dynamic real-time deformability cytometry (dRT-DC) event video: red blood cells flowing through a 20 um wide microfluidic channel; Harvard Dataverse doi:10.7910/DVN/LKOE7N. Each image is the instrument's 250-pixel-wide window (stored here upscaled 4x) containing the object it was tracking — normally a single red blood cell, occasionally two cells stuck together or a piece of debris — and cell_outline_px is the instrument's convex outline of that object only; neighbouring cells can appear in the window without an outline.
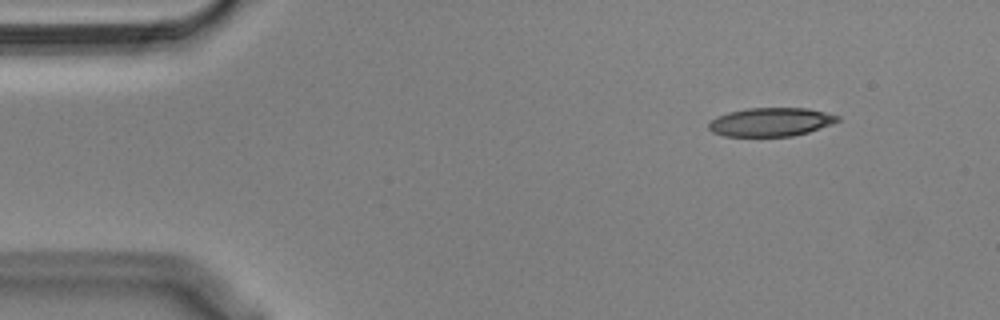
{"species": "Egyptian fruit bat (a non-hibernating species)", "species_latin": "Rousettus aegyptiacus", "temperature_condition": "cold", "stored_images_in_passage": 49, "camera_frame_rate_fps": 3000, "um_per_image_px": 0.085, "animal": {"sex": "male"}, "frame": {"image": 1, "passage_image": 1, "time_ms": 0.0, "image_size_px": [1000, 320], "cell_outline_px": [[840, 120], [832, 124], [808, 132], [792, 136], [724, 136], [712, 132], [708, 128], [708, 120], [716, 116], [728, 112], [748, 108], [808, 108], [840, 116]], "centroid_in_image_um": [65.48, 10.37], "position_along_channel_um": 19.5, "area_um2": 21.62}}
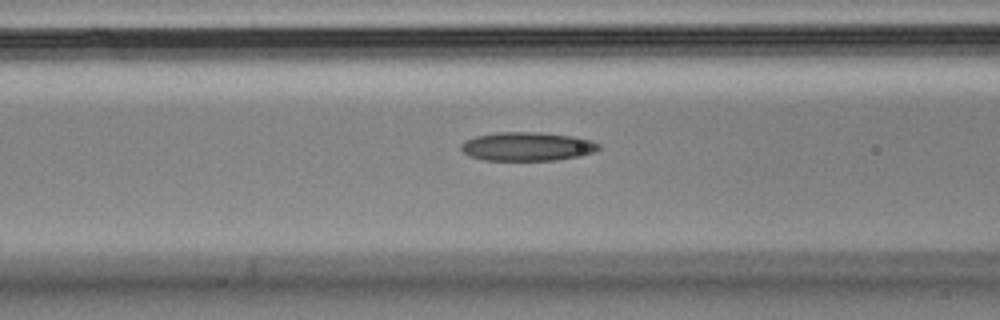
{"frame": {"image": 2, "passage_image": 16, "time_ms": 5.0, "image_size_px": [1000, 320], "cell_outline_px": [[600, 148], [592, 152], [580, 156], [556, 160], [484, 160], [468, 156], [460, 148], [460, 144], [464, 140], [476, 136], [496, 132], [536, 132], [576, 136], [592, 140], [600, 144]], "centroid_in_image_um": [44.8, 12.44], "position_along_channel_um": 121.8, "area_um2": 23.24}}
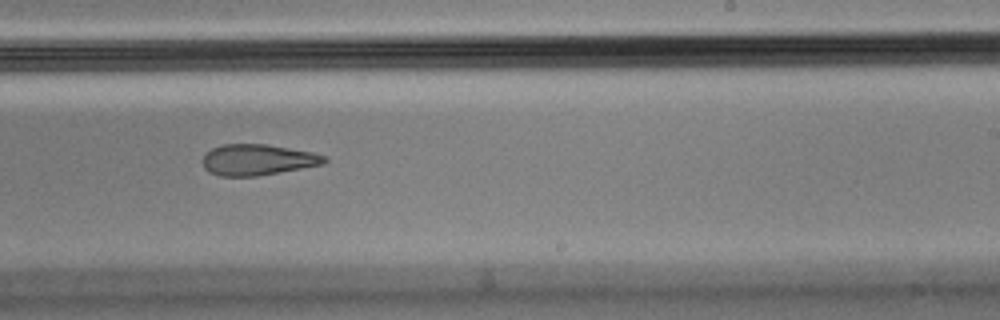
{"frame": {"image": 3, "passage_image": 28, "time_ms": 9.0, "image_size_px": [1000, 320], "cell_outline_px": [[328, 160], [324, 164], [256, 176], [220, 176], [208, 172], [204, 168], [204, 156], [212, 148], [224, 144], [268, 144], [312, 152], [328, 156]], "centroid_in_image_um": [21.93, 13.58], "position_along_channel_um": 267.1, "area_um2": 21.91}, "authors_computed_cell_mechanics": {"area_um2": 23.2356, "velocity_mm_per_s": 3.6312, "shape_relaxation_time_tau1_ms": null, "shape_relaxation_time_tau2_ms": 6.622, "deformation_change_tau1": null, "deformation_change_tau2": 0.1825}}